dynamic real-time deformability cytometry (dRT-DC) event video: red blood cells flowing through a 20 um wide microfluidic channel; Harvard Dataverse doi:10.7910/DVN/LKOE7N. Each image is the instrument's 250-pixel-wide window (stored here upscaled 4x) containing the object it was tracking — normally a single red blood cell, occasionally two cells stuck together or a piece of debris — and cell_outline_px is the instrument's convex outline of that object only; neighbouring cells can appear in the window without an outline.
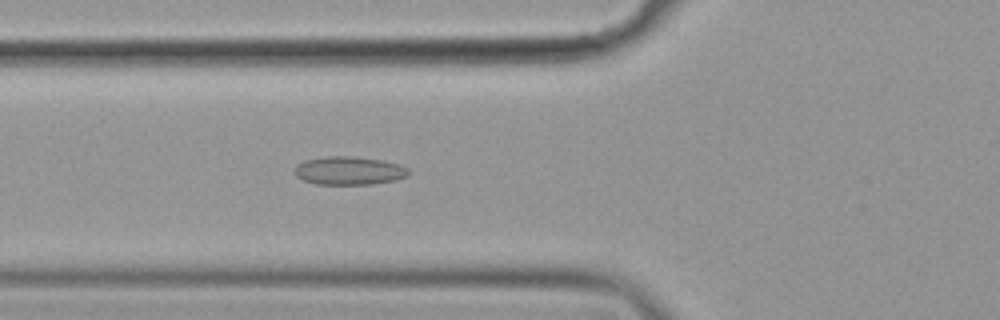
{"species": "common noctule bat (a hibernating species)", "species_latin": "Nyctalus noctula", "temperature_condition": "cold", "stored_images_in_passage": 45, "camera_frame_rate_fps": 3000, "um_per_image_px": 0.085, "animal": {"sex": "female", "body_mass_g": 19.9}, "frame": {"image": 1, "passage_image": 10, "time_ms": 3.0, "image_size_px": [1000, 320], "cell_outline_px": [[408, 176], [396, 180], [372, 184], [316, 184], [304, 180], [296, 176], [296, 164], [304, 160], [328, 156], [352, 156], [384, 160], [400, 164], [408, 168]], "centroid_in_image_um": [29.7, 14.5], "position_along_channel_um": 96.1, "area_um2": 18.84}}
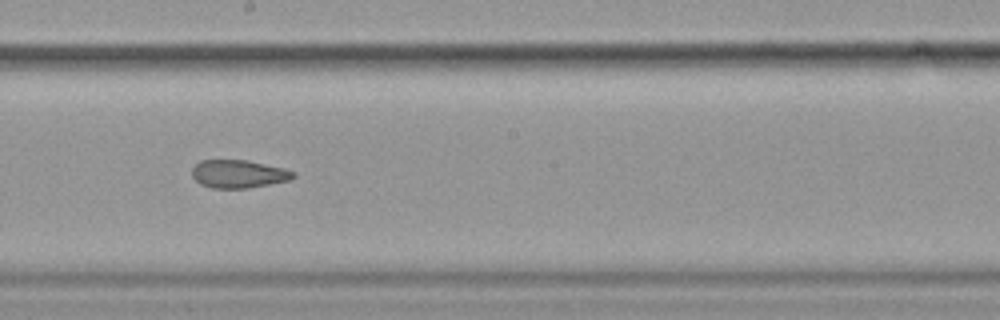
{"frame": {"image": 2, "passage_image": 21, "time_ms": 6.667, "image_size_px": [1000, 320], "cell_outline_px": [[296, 176], [288, 180], [248, 188], [212, 188], [200, 184], [192, 176], [192, 168], [200, 160], [248, 160], [284, 168], [296, 172]], "centroid_in_image_um": [20.27, 14.78], "position_along_channel_um": 227.9, "area_um2": 16.53}}
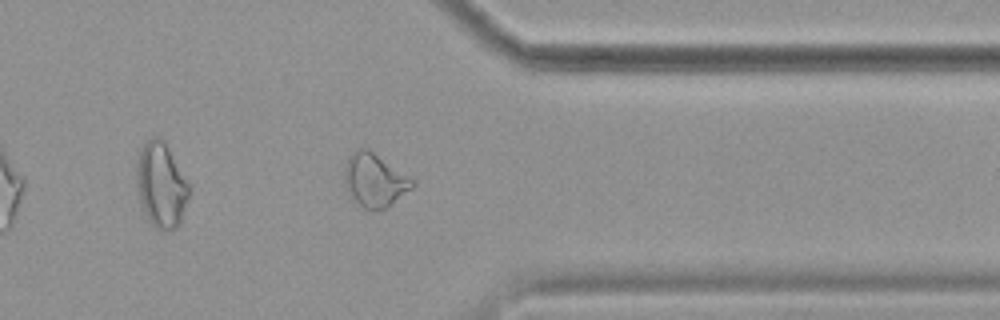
{"frame": {"image": 3, "passage_image": 34, "time_ms": 11.0, "image_size_px": [1000, 320], "cell_outline_px": [[416, 184], [412, 188], [384, 208], [376, 212], [372, 212], [364, 208], [352, 196], [344, 180], [344, 168], [348, 156], [352, 152], [360, 148], [368, 148], [416, 180]], "centroid_in_image_um": [31.86, 15.29], "position_along_channel_um": 379.5, "area_um2": 20.98}, "authors_computed_cell_mechanics": {"area_um2": 18.8428, "velocity_mm_per_s": 3.5922, "shape_relaxation_time_tau1_ms": null, "shape_relaxation_time_tau2_ms": 3.1067, "deformation_change_tau1": null, "deformation_change_tau2": 0.0881}}